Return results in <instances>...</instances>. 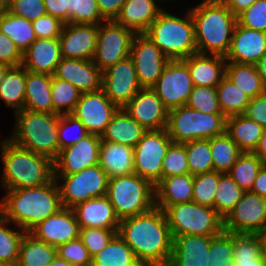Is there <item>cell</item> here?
<instances>
[{
    "label": "cell",
    "instance_id": "cell-1",
    "mask_svg": "<svg viewBox=\"0 0 266 266\" xmlns=\"http://www.w3.org/2000/svg\"><path fill=\"white\" fill-rule=\"evenodd\" d=\"M117 233L143 266L168 265L173 237L162 209L155 206L148 212L121 219Z\"/></svg>",
    "mask_w": 266,
    "mask_h": 266
},
{
    "label": "cell",
    "instance_id": "cell-2",
    "mask_svg": "<svg viewBox=\"0 0 266 266\" xmlns=\"http://www.w3.org/2000/svg\"><path fill=\"white\" fill-rule=\"evenodd\" d=\"M6 191L0 201V214L25 232L63 207L55 178L41 186Z\"/></svg>",
    "mask_w": 266,
    "mask_h": 266
},
{
    "label": "cell",
    "instance_id": "cell-3",
    "mask_svg": "<svg viewBox=\"0 0 266 266\" xmlns=\"http://www.w3.org/2000/svg\"><path fill=\"white\" fill-rule=\"evenodd\" d=\"M5 190L37 187L54 179V161L45 155L24 149L7 138L0 143Z\"/></svg>",
    "mask_w": 266,
    "mask_h": 266
},
{
    "label": "cell",
    "instance_id": "cell-4",
    "mask_svg": "<svg viewBox=\"0 0 266 266\" xmlns=\"http://www.w3.org/2000/svg\"><path fill=\"white\" fill-rule=\"evenodd\" d=\"M189 10L195 27L197 52L225 57L237 17L221 0H202Z\"/></svg>",
    "mask_w": 266,
    "mask_h": 266
},
{
    "label": "cell",
    "instance_id": "cell-5",
    "mask_svg": "<svg viewBox=\"0 0 266 266\" xmlns=\"http://www.w3.org/2000/svg\"><path fill=\"white\" fill-rule=\"evenodd\" d=\"M14 114L15 126L8 139L24 149L48 156L54 161L60 153L58 144L60 115L27 109Z\"/></svg>",
    "mask_w": 266,
    "mask_h": 266
},
{
    "label": "cell",
    "instance_id": "cell-6",
    "mask_svg": "<svg viewBox=\"0 0 266 266\" xmlns=\"http://www.w3.org/2000/svg\"><path fill=\"white\" fill-rule=\"evenodd\" d=\"M185 18L163 10L144 33L169 60H184L198 53L195 27L190 10Z\"/></svg>",
    "mask_w": 266,
    "mask_h": 266
},
{
    "label": "cell",
    "instance_id": "cell-7",
    "mask_svg": "<svg viewBox=\"0 0 266 266\" xmlns=\"http://www.w3.org/2000/svg\"><path fill=\"white\" fill-rule=\"evenodd\" d=\"M106 196L119 220L155 207V186L135 173L109 178Z\"/></svg>",
    "mask_w": 266,
    "mask_h": 266
},
{
    "label": "cell",
    "instance_id": "cell-8",
    "mask_svg": "<svg viewBox=\"0 0 266 266\" xmlns=\"http://www.w3.org/2000/svg\"><path fill=\"white\" fill-rule=\"evenodd\" d=\"M166 129L174 143L210 139L226 132V117L222 113L205 114L180 106L169 110Z\"/></svg>",
    "mask_w": 266,
    "mask_h": 266
},
{
    "label": "cell",
    "instance_id": "cell-9",
    "mask_svg": "<svg viewBox=\"0 0 266 266\" xmlns=\"http://www.w3.org/2000/svg\"><path fill=\"white\" fill-rule=\"evenodd\" d=\"M164 212L172 237L215 236L224 230V219L214 208L193 201L168 206Z\"/></svg>",
    "mask_w": 266,
    "mask_h": 266
},
{
    "label": "cell",
    "instance_id": "cell-10",
    "mask_svg": "<svg viewBox=\"0 0 266 266\" xmlns=\"http://www.w3.org/2000/svg\"><path fill=\"white\" fill-rule=\"evenodd\" d=\"M54 178L59 186L62 206L65 208H72L78 203L107 194L109 178L99 165ZM60 180L64 182L61 184Z\"/></svg>",
    "mask_w": 266,
    "mask_h": 266
},
{
    "label": "cell",
    "instance_id": "cell-11",
    "mask_svg": "<svg viewBox=\"0 0 266 266\" xmlns=\"http://www.w3.org/2000/svg\"><path fill=\"white\" fill-rule=\"evenodd\" d=\"M172 142L166 128L147 130L134 147L135 174L155 186L161 180L162 161Z\"/></svg>",
    "mask_w": 266,
    "mask_h": 266
},
{
    "label": "cell",
    "instance_id": "cell-12",
    "mask_svg": "<svg viewBox=\"0 0 266 266\" xmlns=\"http://www.w3.org/2000/svg\"><path fill=\"white\" fill-rule=\"evenodd\" d=\"M135 33L114 20L98 25L93 63L104 72L109 67L130 56Z\"/></svg>",
    "mask_w": 266,
    "mask_h": 266
},
{
    "label": "cell",
    "instance_id": "cell-13",
    "mask_svg": "<svg viewBox=\"0 0 266 266\" xmlns=\"http://www.w3.org/2000/svg\"><path fill=\"white\" fill-rule=\"evenodd\" d=\"M193 87L188 65L183 60H170L151 88L164 106L171 110L186 106Z\"/></svg>",
    "mask_w": 266,
    "mask_h": 266
},
{
    "label": "cell",
    "instance_id": "cell-14",
    "mask_svg": "<svg viewBox=\"0 0 266 266\" xmlns=\"http://www.w3.org/2000/svg\"><path fill=\"white\" fill-rule=\"evenodd\" d=\"M266 228V198L244 192L224 219V230L235 233L262 234Z\"/></svg>",
    "mask_w": 266,
    "mask_h": 266
},
{
    "label": "cell",
    "instance_id": "cell-15",
    "mask_svg": "<svg viewBox=\"0 0 266 266\" xmlns=\"http://www.w3.org/2000/svg\"><path fill=\"white\" fill-rule=\"evenodd\" d=\"M130 57L142 88H151L170 61L144 33L135 34L133 37Z\"/></svg>",
    "mask_w": 266,
    "mask_h": 266
},
{
    "label": "cell",
    "instance_id": "cell-16",
    "mask_svg": "<svg viewBox=\"0 0 266 266\" xmlns=\"http://www.w3.org/2000/svg\"><path fill=\"white\" fill-rule=\"evenodd\" d=\"M141 88L130 56L103 72L102 90L118 108H123Z\"/></svg>",
    "mask_w": 266,
    "mask_h": 266
},
{
    "label": "cell",
    "instance_id": "cell-17",
    "mask_svg": "<svg viewBox=\"0 0 266 266\" xmlns=\"http://www.w3.org/2000/svg\"><path fill=\"white\" fill-rule=\"evenodd\" d=\"M118 107L102 89L82 93L72 115L80 120L90 134L102 135Z\"/></svg>",
    "mask_w": 266,
    "mask_h": 266
},
{
    "label": "cell",
    "instance_id": "cell-18",
    "mask_svg": "<svg viewBox=\"0 0 266 266\" xmlns=\"http://www.w3.org/2000/svg\"><path fill=\"white\" fill-rule=\"evenodd\" d=\"M100 135L89 134L78 143L62 150L54 160V176L80 172L99 164Z\"/></svg>",
    "mask_w": 266,
    "mask_h": 266
},
{
    "label": "cell",
    "instance_id": "cell-19",
    "mask_svg": "<svg viewBox=\"0 0 266 266\" xmlns=\"http://www.w3.org/2000/svg\"><path fill=\"white\" fill-rule=\"evenodd\" d=\"M123 109L146 130L167 127L169 110L152 88H141Z\"/></svg>",
    "mask_w": 266,
    "mask_h": 266
},
{
    "label": "cell",
    "instance_id": "cell-20",
    "mask_svg": "<svg viewBox=\"0 0 266 266\" xmlns=\"http://www.w3.org/2000/svg\"><path fill=\"white\" fill-rule=\"evenodd\" d=\"M30 233L37 239L57 248L78 238L80 226L73 209L62 207L57 213L35 226Z\"/></svg>",
    "mask_w": 266,
    "mask_h": 266
},
{
    "label": "cell",
    "instance_id": "cell-21",
    "mask_svg": "<svg viewBox=\"0 0 266 266\" xmlns=\"http://www.w3.org/2000/svg\"><path fill=\"white\" fill-rule=\"evenodd\" d=\"M97 33L98 25L64 24L59 36L61 57L92 60L96 48Z\"/></svg>",
    "mask_w": 266,
    "mask_h": 266
},
{
    "label": "cell",
    "instance_id": "cell-22",
    "mask_svg": "<svg viewBox=\"0 0 266 266\" xmlns=\"http://www.w3.org/2000/svg\"><path fill=\"white\" fill-rule=\"evenodd\" d=\"M266 53V33L236 23L231 45L225 56L227 62L256 64Z\"/></svg>",
    "mask_w": 266,
    "mask_h": 266
},
{
    "label": "cell",
    "instance_id": "cell-23",
    "mask_svg": "<svg viewBox=\"0 0 266 266\" xmlns=\"http://www.w3.org/2000/svg\"><path fill=\"white\" fill-rule=\"evenodd\" d=\"M103 72L92 60L61 58L54 76L70 82L81 93L102 89Z\"/></svg>",
    "mask_w": 266,
    "mask_h": 266
},
{
    "label": "cell",
    "instance_id": "cell-24",
    "mask_svg": "<svg viewBox=\"0 0 266 266\" xmlns=\"http://www.w3.org/2000/svg\"><path fill=\"white\" fill-rule=\"evenodd\" d=\"M59 38H37L22 53V66L30 72L54 75L61 60Z\"/></svg>",
    "mask_w": 266,
    "mask_h": 266
},
{
    "label": "cell",
    "instance_id": "cell-25",
    "mask_svg": "<svg viewBox=\"0 0 266 266\" xmlns=\"http://www.w3.org/2000/svg\"><path fill=\"white\" fill-rule=\"evenodd\" d=\"M72 209L80 228H119L120 220L106 195L78 203Z\"/></svg>",
    "mask_w": 266,
    "mask_h": 266
},
{
    "label": "cell",
    "instance_id": "cell-26",
    "mask_svg": "<svg viewBox=\"0 0 266 266\" xmlns=\"http://www.w3.org/2000/svg\"><path fill=\"white\" fill-rule=\"evenodd\" d=\"M211 236L173 237V250L167 266H208Z\"/></svg>",
    "mask_w": 266,
    "mask_h": 266
},
{
    "label": "cell",
    "instance_id": "cell-27",
    "mask_svg": "<svg viewBox=\"0 0 266 266\" xmlns=\"http://www.w3.org/2000/svg\"><path fill=\"white\" fill-rule=\"evenodd\" d=\"M189 68L194 86L216 87L226 75L224 56L193 54L183 60Z\"/></svg>",
    "mask_w": 266,
    "mask_h": 266
},
{
    "label": "cell",
    "instance_id": "cell-28",
    "mask_svg": "<svg viewBox=\"0 0 266 266\" xmlns=\"http://www.w3.org/2000/svg\"><path fill=\"white\" fill-rule=\"evenodd\" d=\"M157 3L158 0H126L114 21L135 34L145 33L163 11Z\"/></svg>",
    "mask_w": 266,
    "mask_h": 266
},
{
    "label": "cell",
    "instance_id": "cell-29",
    "mask_svg": "<svg viewBox=\"0 0 266 266\" xmlns=\"http://www.w3.org/2000/svg\"><path fill=\"white\" fill-rule=\"evenodd\" d=\"M193 179L189 173L161 178L155 185V206L164 211L168 206L192 202Z\"/></svg>",
    "mask_w": 266,
    "mask_h": 266
},
{
    "label": "cell",
    "instance_id": "cell-30",
    "mask_svg": "<svg viewBox=\"0 0 266 266\" xmlns=\"http://www.w3.org/2000/svg\"><path fill=\"white\" fill-rule=\"evenodd\" d=\"M98 165L108 178L135 173L134 148L101 140Z\"/></svg>",
    "mask_w": 266,
    "mask_h": 266
},
{
    "label": "cell",
    "instance_id": "cell-31",
    "mask_svg": "<svg viewBox=\"0 0 266 266\" xmlns=\"http://www.w3.org/2000/svg\"><path fill=\"white\" fill-rule=\"evenodd\" d=\"M146 131L123 108H118L100 137L104 141L119 143L134 148Z\"/></svg>",
    "mask_w": 266,
    "mask_h": 266
},
{
    "label": "cell",
    "instance_id": "cell-32",
    "mask_svg": "<svg viewBox=\"0 0 266 266\" xmlns=\"http://www.w3.org/2000/svg\"><path fill=\"white\" fill-rule=\"evenodd\" d=\"M52 75L26 70L24 109L53 114Z\"/></svg>",
    "mask_w": 266,
    "mask_h": 266
},
{
    "label": "cell",
    "instance_id": "cell-33",
    "mask_svg": "<svg viewBox=\"0 0 266 266\" xmlns=\"http://www.w3.org/2000/svg\"><path fill=\"white\" fill-rule=\"evenodd\" d=\"M236 266H265L266 253L262 234L233 232Z\"/></svg>",
    "mask_w": 266,
    "mask_h": 266
},
{
    "label": "cell",
    "instance_id": "cell-34",
    "mask_svg": "<svg viewBox=\"0 0 266 266\" xmlns=\"http://www.w3.org/2000/svg\"><path fill=\"white\" fill-rule=\"evenodd\" d=\"M265 128L244 114L226 118V133L242 152H253Z\"/></svg>",
    "mask_w": 266,
    "mask_h": 266
},
{
    "label": "cell",
    "instance_id": "cell-35",
    "mask_svg": "<svg viewBox=\"0 0 266 266\" xmlns=\"http://www.w3.org/2000/svg\"><path fill=\"white\" fill-rule=\"evenodd\" d=\"M57 257V248L25 232L15 266H47Z\"/></svg>",
    "mask_w": 266,
    "mask_h": 266
},
{
    "label": "cell",
    "instance_id": "cell-36",
    "mask_svg": "<svg viewBox=\"0 0 266 266\" xmlns=\"http://www.w3.org/2000/svg\"><path fill=\"white\" fill-rule=\"evenodd\" d=\"M26 69L10 67L0 83V99L16 113L24 109Z\"/></svg>",
    "mask_w": 266,
    "mask_h": 266
},
{
    "label": "cell",
    "instance_id": "cell-37",
    "mask_svg": "<svg viewBox=\"0 0 266 266\" xmlns=\"http://www.w3.org/2000/svg\"><path fill=\"white\" fill-rule=\"evenodd\" d=\"M91 266H143L117 233L108 245L92 257Z\"/></svg>",
    "mask_w": 266,
    "mask_h": 266
},
{
    "label": "cell",
    "instance_id": "cell-38",
    "mask_svg": "<svg viewBox=\"0 0 266 266\" xmlns=\"http://www.w3.org/2000/svg\"><path fill=\"white\" fill-rule=\"evenodd\" d=\"M226 76L250 98L266 92V87L257 72L255 64L227 62Z\"/></svg>",
    "mask_w": 266,
    "mask_h": 266
},
{
    "label": "cell",
    "instance_id": "cell-39",
    "mask_svg": "<svg viewBox=\"0 0 266 266\" xmlns=\"http://www.w3.org/2000/svg\"><path fill=\"white\" fill-rule=\"evenodd\" d=\"M0 31L15 43L21 53H24L37 39L32 22L9 11L0 17Z\"/></svg>",
    "mask_w": 266,
    "mask_h": 266
},
{
    "label": "cell",
    "instance_id": "cell-40",
    "mask_svg": "<svg viewBox=\"0 0 266 266\" xmlns=\"http://www.w3.org/2000/svg\"><path fill=\"white\" fill-rule=\"evenodd\" d=\"M216 91L222 114L226 118L244 114L250 97L240 90L226 75L216 86Z\"/></svg>",
    "mask_w": 266,
    "mask_h": 266
},
{
    "label": "cell",
    "instance_id": "cell-41",
    "mask_svg": "<svg viewBox=\"0 0 266 266\" xmlns=\"http://www.w3.org/2000/svg\"><path fill=\"white\" fill-rule=\"evenodd\" d=\"M209 141L214 171L227 173L243 152L226 132Z\"/></svg>",
    "mask_w": 266,
    "mask_h": 266
},
{
    "label": "cell",
    "instance_id": "cell-42",
    "mask_svg": "<svg viewBox=\"0 0 266 266\" xmlns=\"http://www.w3.org/2000/svg\"><path fill=\"white\" fill-rule=\"evenodd\" d=\"M265 163L252 152H243L227 172L244 191H251L258 172Z\"/></svg>",
    "mask_w": 266,
    "mask_h": 266
},
{
    "label": "cell",
    "instance_id": "cell-43",
    "mask_svg": "<svg viewBox=\"0 0 266 266\" xmlns=\"http://www.w3.org/2000/svg\"><path fill=\"white\" fill-rule=\"evenodd\" d=\"M244 191L228 175V173L219 172V182L216 188L214 199V209L225 219L233 210L236 203L242 198Z\"/></svg>",
    "mask_w": 266,
    "mask_h": 266
},
{
    "label": "cell",
    "instance_id": "cell-44",
    "mask_svg": "<svg viewBox=\"0 0 266 266\" xmlns=\"http://www.w3.org/2000/svg\"><path fill=\"white\" fill-rule=\"evenodd\" d=\"M81 94L70 82L53 75L51 82L53 114H72Z\"/></svg>",
    "mask_w": 266,
    "mask_h": 266
},
{
    "label": "cell",
    "instance_id": "cell-45",
    "mask_svg": "<svg viewBox=\"0 0 266 266\" xmlns=\"http://www.w3.org/2000/svg\"><path fill=\"white\" fill-rule=\"evenodd\" d=\"M189 174L195 176L214 171L209 139H197L184 142Z\"/></svg>",
    "mask_w": 266,
    "mask_h": 266
},
{
    "label": "cell",
    "instance_id": "cell-46",
    "mask_svg": "<svg viewBox=\"0 0 266 266\" xmlns=\"http://www.w3.org/2000/svg\"><path fill=\"white\" fill-rule=\"evenodd\" d=\"M5 224L11 223L0 214V262L6 266H15L25 231H15Z\"/></svg>",
    "mask_w": 266,
    "mask_h": 266
},
{
    "label": "cell",
    "instance_id": "cell-47",
    "mask_svg": "<svg viewBox=\"0 0 266 266\" xmlns=\"http://www.w3.org/2000/svg\"><path fill=\"white\" fill-rule=\"evenodd\" d=\"M233 232L223 230L211 236L208 266H236L234 263Z\"/></svg>",
    "mask_w": 266,
    "mask_h": 266
},
{
    "label": "cell",
    "instance_id": "cell-48",
    "mask_svg": "<svg viewBox=\"0 0 266 266\" xmlns=\"http://www.w3.org/2000/svg\"><path fill=\"white\" fill-rule=\"evenodd\" d=\"M67 23L99 25L102 17L96 0H68Z\"/></svg>",
    "mask_w": 266,
    "mask_h": 266
},
{
    "label": "cell",
    "instance_id": "cell-49",
    "mask_svg": "<svg viewBox=\"0 0 266 266\" xmlns=\"http://www.w3.org/2000/svg\"><path fill=\"white\" fill-rule=\"evenodd\" d=\"M219 182V172L211 171L194 176L192 201L214 208L216 188Z\"/></svg>",
    "mask_w": 266,
    "mask_h": 266
},
{
    "label": "cell",
    "instance_id": "cell-50",
    "mask_svg": "<svg viewBox=\"0 0 266 266\" xmlns=\"http://www.w3.org/2000/svg\"><path fill=\"white\" fill-rule=\"evenodd\" d=\"M189 173L187 153L184 143L172 142L162 161L161 178Z\"/></svg>",
    "mask_w": 266,
    "mask_h": 266
},
{
    "label": "cell",
    "instance_id": "cell-51",
    "mask_svg": "<svg viewBox=\"0 0 266 266\" xmlns=\"http://www.w3.org/2000/svg\"><path fill=\"white\" fill-rule=\"evenodd\" d=\"M186 106L205 114L222 113L216 87L194 86Z\"/></svg>",
    "mask_w": 266,
    "mask_h": 266
},
{
    "label": "cell",
    "instance_id": "cell-52",
    "mask_svg": "<svg viewBox=\"0 0 266 266\" xmlns=\"http://www.w3.org/2000/svg\"><path fill=\"white\" fill-rule=\"evenodd\" d=\"M71 130L76 132L74 135L75 137L70 135L72 134V132H70ZM89 134L83 123L72 114L60 115L58 125V144L60 150L78 143Z\"/></svg>",
    "mask_w": 266,
    "mask_h": 266
},
{
    "label": "cell",
    "instance_id": "cell-53",
    "mask_svg": "<svg viewBox=\"0 0 266 266\" xmlns=\"http://www.w3.org/2000/svg\"><path fill=\"white\" fill-rule=\"evenodd\" d=\"M117 232L105 228H80L79 238L93 257L108 245Z\"/></svg>",
    "mask_w": 266,
    "mask_h": 266
},
{
    "label": "cell",
    "instance_id": "cell-54",
    "mask_svg": "<svg viewBox=\"0 0 266 266\" xmlns=\"http://www.w3.org/2000/svg\"><path fill=\"white\" fill-rule=\"evenodd\" d=\"M57 256L74 266H91L92 257L78 237L57 247Z\"/></svg>",
    "mask_w": 266,
    "mask_h": 266
},
{
    "label": "cell",
    "instance_id": "cell-55",
    "mask_svg": "<svg viewBox=\"0 0 266 266\" xmlns=\"http://www.w3.org/2000/svg\"><path fill=\"white\" fill-rule=\"evenodd\" d=\"M241 26L266 33V0H258L237 16Z\"/></svg>",
    "mask_w": 266,
    "mask_h": 266
},
{
    "label": "cell",
    "instance_id": "cell-56",
    "mask_svg": "<svg viewBox=\"0 0 266 266\" xmlns=\"http://www.w3.org/2000/svg\"><path fill=\"white\" fill-rule=\"evenodd\" d=\"M7 11L31 22L46 14L43 0H7Z\"/></svg>",
    "mask_w": 266,
    "mask_h": 266
},
{
    "label": "cell",
    "instance_id": "cell-57",
    "mask_svg": "<svg viewBox=\"0 0 266 266\" xmlns=\"http://www.w3.org/2000/svg\"><path fill=\"white\" fill-rule=\"evenodd\" d=\"M36 38H59L64 23L58 18L49 14H44L32 21Z\"/></svg>",
    "mask_w": 266,
    "mask_h": 266
},
{
    "label": "cell",
    "instance_id": "cell-58",
    "mask_svg": "<svg viewBox=\"0 0 266 266\" xmlns=\"http://www.w3.org/2000/svg\"><path fill=\"white\" fill-rule=\"evenodd\" d=\"M0 63L10 67L20 66L22 64V53L16 47L15 43L4 33L0 31Z\"/></svg>",
    "mask_w": 266,
    "mask_h": 266
},
{
    "label": "cell",
    "instance_id": "cell-59",
    "mask_svg": "<svg viewBox=\"0 0 266 266\" xmlns=\"http://www.w3.org/2000/svg\"><path fill=\"white\" fill-rule=\"evenodd\" d=\"M244 115L266 128V92L250 98Z\"/></svg>",
    "mask_w": 266,
    "mask_h": 266
},
{
    "label": "cell",
    "instance_id": "cell-60",
    "mask_svg": "<svg viewBox=\"0 0 266 266\" xmlns=\"http://www.w3.org/2000/svg\"><path fill=\"white\" fill-rule=\"evenodd\" d=\"M102 17L106 20H115L126 0H96Z\"/></svg>",
    "mask_w": 266,
    "mask_h": 266
},
{
    "label": "cell",
    "instance_id": "cell-61",
    "mask_svg": "<svg viewBox=\"0 0 266 266\" xmlns=\"http://www.w3.org/2000/svg\"><path fill=\"white\" fill-rule=\"evenodd\" d=\"M46 14L67 23L68 0H43Z\"/></svg>",
    "mask_w": 266,
    "mask_h": 266
},
{
    "label": "cell",
    "instance_id": "cell-62",
    "mask_svg": "<svg viewBox=\"0 0 266 266\" xmlns=\"http://www.w3.org/2000/svg\"><path fill=\"white\" fill-rule=\"evenodd\" d=\"M258 0H221V2L237 17Z\"/></svg>",
    "mask_w": 266,
    "mask_h": 266
},
{
    "label": "cell",
    "instance_id": "cell-63",
    "mask_svg": "<svg viewBox=\"0 0 266 266\" xmlns=\"http://www.w3.org/2000/svg\"><path fill=\"white\" fill-rule=\"evenodd\" d=\"M250 192L258 194L263 198H266V163L258 172V175L254 180V184Z\"/></svg>",
    "mask_w": 266,
    "mask_h": 266
},
{
    "label": "cell",
    "instance_id": "cell-64",
    "mask_svg": "<svg viewBox=\"0 0 266 266\" xmlns=\"http://www.w3.org/2000/svg\"><path fill=\"white\" fill-rule=\"evenodd\" d=\"M252 153L257 155L264 163H266V128L264 129L262 136Z\"/></svg>",
    "mask_w": 266,
    "mask_h": 266
},
{
    "label": "cell",
    "instance_id": "cell-65",
    "mask_svg": "<svg viewBox=\"0 0 266 266\" xmlns=\"http://www.w3.org/2000/svg\"><path fill=\"white\" fill-rule=\"evenodd\" d=\"M255 67L266 87V53L258 60Z\"/></svg>",
    "mask_w": 266,
    "mask_h": 266
},
{
    "label": "cell",
    "instance_id": "cell-66",
    "mask_svg": "<svg viewBox=\"0 0 266 266\" xmlns=\"http://www.w3.org/2000/svg\"><path fill=\"white\" fill-rule=\"evenodd\" d=\"M47 266H74L66 260L60 259L58 256Z\"/></svg>",
    "mask_w": 266,
    "mask_h": 266
},
{
    "label": "cell",
    "instance_id": "cell-67",
    "mask_svg": "<svg viewBox=\"0 0 266 266\" xmlns=\"http://www.w3.org/2000/svg\"><path fill=\"white\" fill-rule=\"evenodd\" d=\"M10 68L9 65H6V64H3V63H0V83L1 81L3 80V77L6 73V71Z\"/></svg>",
    "mask_w": 266,
    "mask_h": 266
},
{
    "label": "cell",
    "instance_id": "cell-68",
    "mask_svg": "<svg viewBox=\"0 0 266 266\" xmlns=\"http://www.w3.org/2000/svg\"><path fill=\"white\" fill-rule=\"evenodd\" d=\"M7 11V0H0V17Z\"/></svg>",
    "mask_w": 266,
    "mask_h": 266
},
{
    "label": "cell",
    "instance_id": "cell-69",
    "mask_svg": "<svg viewBox=\"0 0 266 266\" xmlns=\"http://www.w3.org/2000/svg\"><path fill=\"white\" fill-rule=\"evenodd\" d=\"M263 236V242H264V249H265V253H266V228L264 230V232L262 233Z\"/></svg>",
    "mask_w": 266,
    "mask_h": 266
},
{
    "label": "cell",
    "instance_id": "cell-70",
    "mask_svg": "<svg viewBox=\"0 0 266 266\" xmlns=\"http://www.w3.org/2000/svg\"><path fill=\"white\" fill-rule=\"evenodd\" d=\"M158 1H160V2H162V1H173L174 2V0H158Z\"/></svg>",
    "mask_w": 266,
    "mask_h": 266
},
{
    "label": "cell",
    "instance_id": "cell-71",
    "mask_svg": "<svg viewBox=\"0 0 266 266\" xmlns=\"http://www.w3.org/2000/svg\"><path fill=\"white\" fill-rule=\"evenodd\" d=\"M0 266H6L5 264H3L2 262H0Z\"/></svg>",
    "mask_w": 266,
    "mask_h": 266
}]
</instances>
